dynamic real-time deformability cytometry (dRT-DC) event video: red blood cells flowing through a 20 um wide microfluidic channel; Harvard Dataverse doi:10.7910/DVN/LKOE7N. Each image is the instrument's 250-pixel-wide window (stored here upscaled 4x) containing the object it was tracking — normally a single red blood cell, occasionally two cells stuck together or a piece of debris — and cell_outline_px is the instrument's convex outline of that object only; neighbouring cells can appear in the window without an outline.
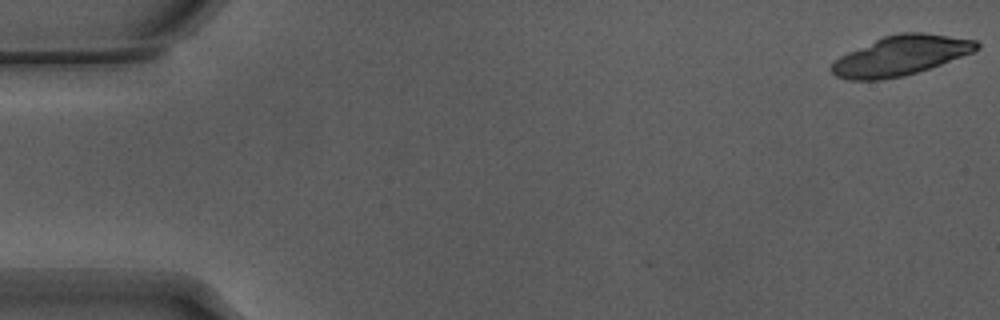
{"species": "Egyptian fruit bat (a non-hibernating species)", "species_latin": "Rousettus aegyptiacus", "temperature_condition": "warm", "stored_images_in_passage": 19, "camera_frame_rate_fps": 3000, "um_per_image_px": 0.085, "animal": {"sex": "male"}, "frame": {"image": 1, "passage_image": 1, "time_ms": 0.0, "image_size_px": [1000, 320], "cell_outline_px": [[980, 48], [972, 52], [940, 64], [904, 76], [880, 80], [848, 80], [836, 76], [828, 68], [840, 56], [848, 52], [884, 36], [900, 32], [920, 32], [976, 40], [980, 44]], "centroid_in_image_um": [76.53, 4.73], "position_along_channel_um": 8.5, "area_um2": 33.18}}